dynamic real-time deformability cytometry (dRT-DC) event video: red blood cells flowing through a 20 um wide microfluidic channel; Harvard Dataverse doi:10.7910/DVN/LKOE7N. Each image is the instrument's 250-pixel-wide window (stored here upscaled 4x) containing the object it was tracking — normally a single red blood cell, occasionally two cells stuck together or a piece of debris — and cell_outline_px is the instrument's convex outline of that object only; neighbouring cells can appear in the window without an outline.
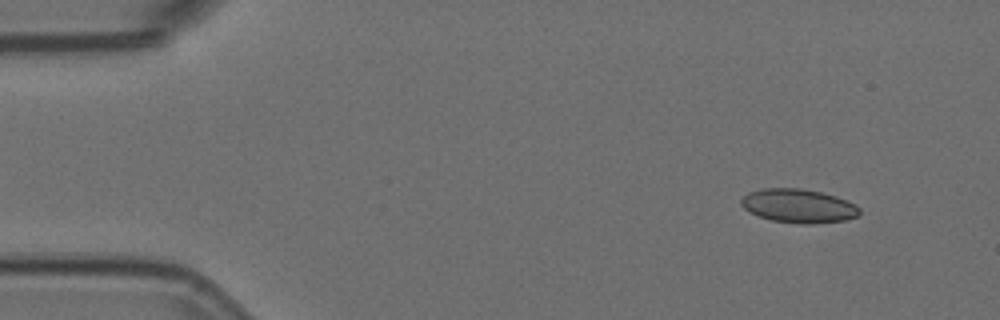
{"species": "Egyptian fruit bat (a non-hibernating species)", "species_latin": "Rousettus aegyptiacus", "temperature_condition": "room temperature", "stored_images_in_passage": 5, "camera_frame_rate_fps": 3000, "um_per_image_px": 0.085, "animal": {"sex": "female"}, "frame": {"image": 1, "passage_image": 2, "time_ms": 0.333, "image_size_px": [1000, 320], "cell_outline_px": [[860, 212], [856, 216], [844, 220], [812, 224], [800, 224], [772, 220], [748, 212], [740, 204], [740, 200], [748, 192], [764, 188], [800, 188], [820, 192], [836, 196], [848, 200], [856, 204], [860, 208]], "centroid_in_image_um": [67.87, 17.5], "position_along_channel_um": 17.1, "area_um2": 23.35}}
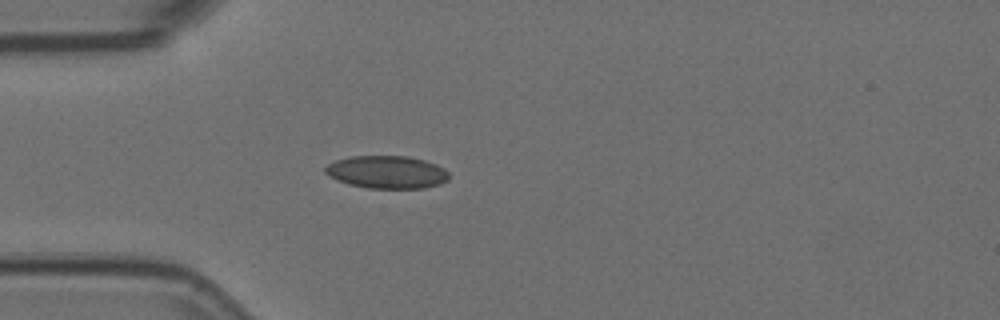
{"frame": {"image": 2, "passage_image": 5, "time_ms": 1.333, "image_size_px": [1000, 320], "cell_outline_px": [[448, 180], [440, 184], [424, 188], [368, 188], [348, 184], [336, 180], [324, 172], [324, 168], [328, 164], [336, 160], [352, 156], [408, 156], [424, 160], [436, 164], [444, 168], [448, 172]], "centroid_in_image_um": [32.88, 14.63], "position_along_channel_um": 52.1, "area_um2": 23.64}}